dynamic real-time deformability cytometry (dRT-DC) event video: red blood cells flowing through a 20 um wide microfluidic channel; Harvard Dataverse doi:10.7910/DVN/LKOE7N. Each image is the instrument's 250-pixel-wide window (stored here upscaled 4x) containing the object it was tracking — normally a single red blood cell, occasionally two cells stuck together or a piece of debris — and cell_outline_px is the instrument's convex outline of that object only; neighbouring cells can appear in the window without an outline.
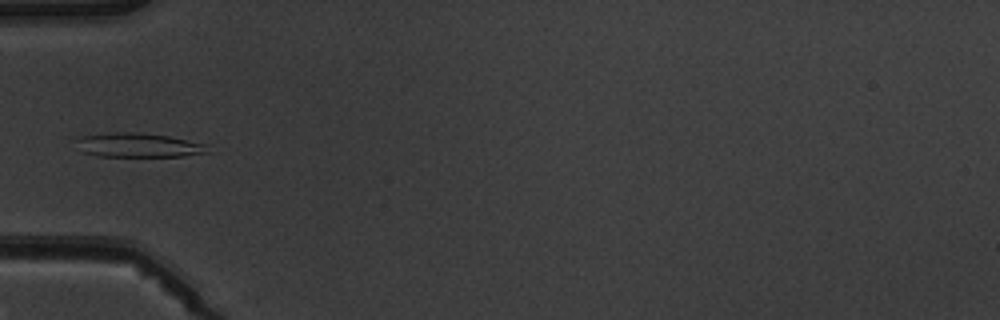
{"species": "common noctule bat (a hibernating species)", "species_latin": "Nyctalus noctula", "temperature_condition": "warm", "stored_images_in_passage": 6, "camera_frame_rate_fps": 3000, "um_per_image_px": 0.085, "animal": {"sex": "male", "body_mass_g": 19.5, "forearm_length_mm": 54.6}, "frame": {"image": 1, "passage_image": 5, "time_ms": 4.667, "image_size_px": [1000, 320], "cell_outline_px": [[208, 152], [184, 156], [96, 156], [80, 152], [72, 140], [80, 136], [116, 132], [136, 132], [168, 136], [208, 144]], "centroid_in_image_um": [11.67, 12.34], "position_along_channel_um": 73.3, "area_um2": 18.79}}